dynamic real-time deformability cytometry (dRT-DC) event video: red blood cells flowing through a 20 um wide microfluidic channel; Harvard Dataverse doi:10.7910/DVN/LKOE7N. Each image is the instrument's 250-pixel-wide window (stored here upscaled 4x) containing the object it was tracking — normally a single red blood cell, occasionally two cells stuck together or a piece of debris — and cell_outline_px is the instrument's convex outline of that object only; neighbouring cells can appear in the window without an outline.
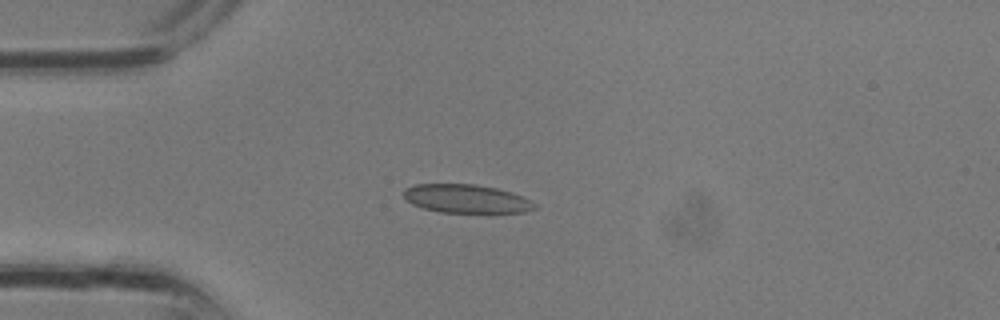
{"species": "common noctule bat (a hibernating species)", "species_latin": "Nyctalus noctula", "temperature_condition": "room temperature", "stored_images_in_passage": 3, "camera_frame_rate_fps": 3000, "um_per_image_px": 0.085, "animal": {"sex": "male", "body_mass_g": 13.3}, "frame": {"image": 1, "passage_image": 3, "time_ms": 0.667, "image_size_px": [1000, 320], "cell_outline_px": [[536, 208], [524, 212], [440, 212], [424, 208], [412, 204], [404, 196], [404, 188], [416, 184], [476, 184], [496, 188], [512, 192], [524, 196], [536, 204]], "centroid_in_image_um": [39.65, 16.88], "position_along_channel_um": 45.3, "area_um2": 21.68}}